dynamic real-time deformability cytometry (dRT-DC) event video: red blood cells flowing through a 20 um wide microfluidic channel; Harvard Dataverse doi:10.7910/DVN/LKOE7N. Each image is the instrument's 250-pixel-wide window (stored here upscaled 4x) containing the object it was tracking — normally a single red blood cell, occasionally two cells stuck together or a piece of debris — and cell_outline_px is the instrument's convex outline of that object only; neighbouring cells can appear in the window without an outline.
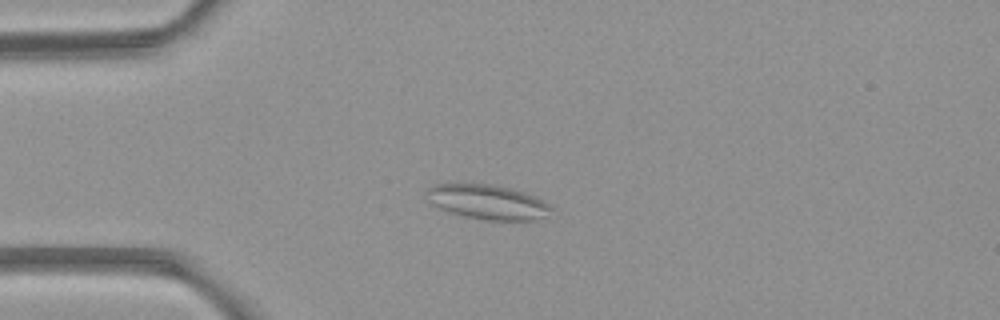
{"species": "common noctule bat (a hibernating species)", "species_latin": "Nyctalus noctula", "temperature_condition": "room temperature", "stored_images_in_passage": 8, "camera_frame_rate_fps": 3000, "um_per_image_px": 0.085, "animal": {"sex": "female", "body_mass_g": 21.9}, "frame": {"image": 1, "passage_image": 5, "time_ms": 5.333, "image_size_px": [1000, 320], "cell_outline_px": [[556, 208], [544, 216], [532, 220], [484, 220], [464, 216], [440, 208], [432, 204], [428, 200], [424, 192], [428, 188], [436, 184], [488, 184], [508, 188], [524, 192], [544, 200]], "centroid_in_image_um": [41.46, 17.17], "position_along_channel_um": 43.5, "area_um2": 25.03}}
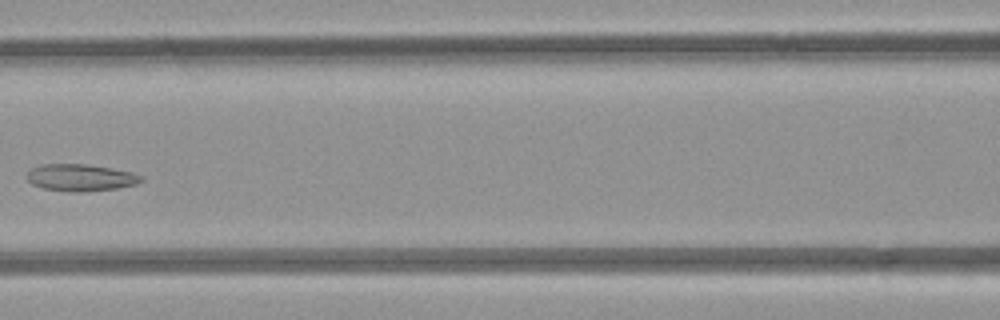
{"frame": {"image": 2, "passage_image": 8, "time_ms": 8.667, "image_size_px": [1000, 320], "cell_outline_px": [[144, 180], [136, 184], [116, 188], [84, 192], [68, 192], [44, 188], [32, 184], [24, 176], [32, 168], [40, 164], [84, 164], [112, 168], [132, 172], [144, 176]], "centroid_in_image_um": [6.85, 15.09], "position_along_channel_um": 159.8, "area_um2": 18.09}}